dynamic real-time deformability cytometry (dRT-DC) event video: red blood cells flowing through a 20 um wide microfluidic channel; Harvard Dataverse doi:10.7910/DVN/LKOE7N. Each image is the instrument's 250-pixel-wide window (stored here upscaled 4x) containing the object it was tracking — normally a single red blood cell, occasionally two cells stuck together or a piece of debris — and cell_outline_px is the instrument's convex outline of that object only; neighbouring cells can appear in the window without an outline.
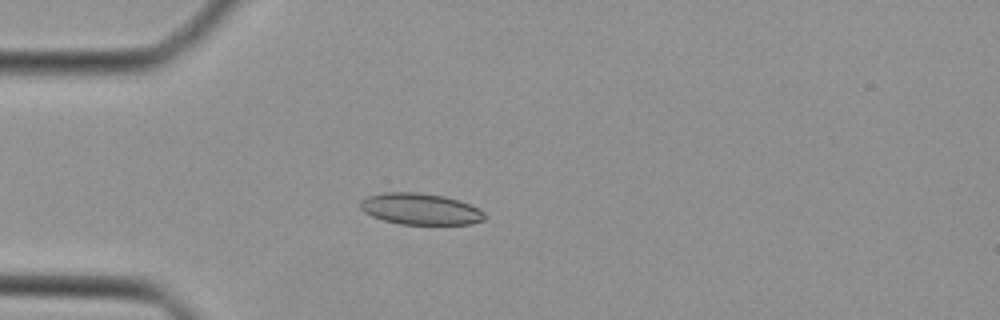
{"species": "Egyptian fruit bat (a non-hibernating species)", "species_latin": "Rousettus aegyptiacus", "temperature_condition": "cold", "stored_images_in_passage": 37, "camera_frame_rate_fps": 3000, "um_per_image_px": 0.085, "animal": {"sex": "female"}, "frame": {"image": 1, "passage_image": 4, "time_ms": 1.0, "image_size_px": [1000, 320], "cell_outline_px": [[484, 220], [472, 224], [400, 224], [384, 220], [372, 216], [364, 212], [360, 208], [360, 200], [368, 196], [384, 192], [420, 192], [444, 196], [460, 200], [484, 212]], "centroid_in_image_um": [35.71, 17.76], "position_along_channel_um": 49.3, "area_um2": 22.72}}
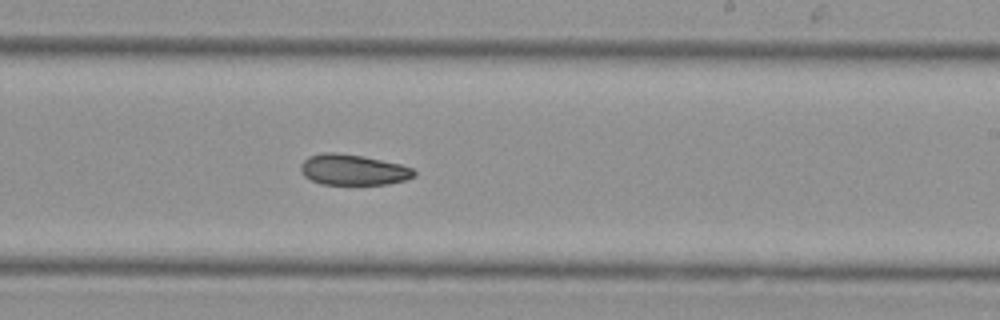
{"frame": {"image": 2, "passage_image": 19, "time_ms": 6.0, "image_size_px": [1000, 320], "cell_outline_px": [[416, 176], [404, 180], [388, 184], [320, 184], [304, 176], [300, 168], [300, 164], [308, 156], [324, 152], [336, 152], [364, 156], [400, 164], [412, 168], [416, 172]], "centroid_in_image_um": [30.0, 14.42], "position_along_channel_um": 259.0, "area_um2": 20.35}}
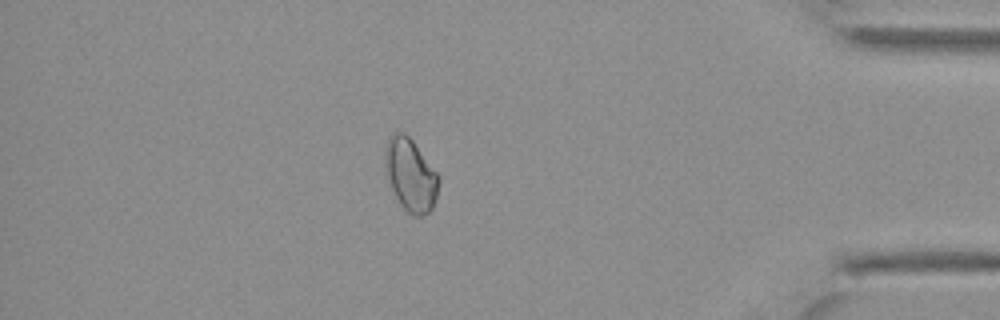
{"frame": {"image": 3, "passage_image": 31, "time_ms": 10.0, "image_size_px": [1000, 320], "cell_outline_px": [[440, 180], [436, 196], [432, 208], [428, 212], [420, 216], [416, 216], [408, 212], [400, 204], [392, 188], [384, 168], [384, 148], [388, 136], [392, 132], [404, 132], [412, 140], [440, 176]], "centroid_in_image_um": [34.87, 14.82], "position_along_channel_um": 400.3, "area_um2": 22.72}}